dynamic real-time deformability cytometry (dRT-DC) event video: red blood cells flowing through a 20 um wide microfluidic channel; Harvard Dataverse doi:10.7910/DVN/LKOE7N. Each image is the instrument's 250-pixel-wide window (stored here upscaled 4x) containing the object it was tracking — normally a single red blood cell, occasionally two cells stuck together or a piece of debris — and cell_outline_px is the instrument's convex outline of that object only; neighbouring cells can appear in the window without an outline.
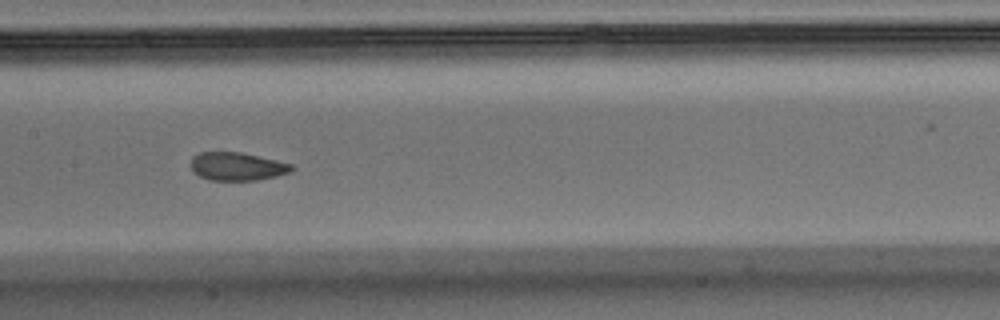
{"species": "Egyptian fruit bat (a non-hibernating species)", "species_latin": "Rousettus aegyptiacus", "temperature_condition": "warm", "stored_images_in_passage": 24, "camera_frame_rate_fps": 3000, "um_per_image_px": 0.085, "animal": {"sex": "male"}, "frame": {"image": 1, "passage_image": 17, "time_ms": 5.333, "image_size_px": [1000, 320], "cell_outline_px": [[292, 172], [276, 176], [256, 180], [208, 180], [192, 172], [192, 156], [200, 152], [240, 152], [276, 160], [292, 164]], "centroid_in_image_um": [20.14, 14.15], "position_along_channel_um": 187.3, "area_um2": 16.47}}